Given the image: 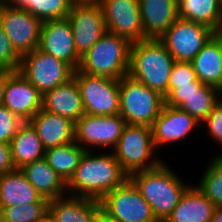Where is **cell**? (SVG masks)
Wrapping results in <instances>:
<instances>
[{
	"instance_id": "obj_1",
	"label": "cell",
	"mask_w": 222,
	"mask_h": 222,
	"mask_svg": "<svg viewBox=\"0 0 222 222\" xmlns=\"http://www.w3.org/2000/svg\"><path fill=\"white\" fill-rule=\"evenodd\" d=\"M94 154L86 151L82 156L74 175L67 182L68 195L100 201L129 178L111 150L110 153Z\"/></svg>"
},
{
	"instance_id": "obj_2",
	"label": "cell",
	"mask_w": 222,
	"mask_h": 222,
	"mask_svg": "<svg viewBox=\"0 0 222 222\" xmlns=\"http://www.w3.org/2000/svg\"><path fill=\"white\" fill-rule=\"evenodd\" d=\"M177 175L168 164L162 162L153 169L129 176L159 222H163L172 213L190 185Z\"/></svg>"
},
{
	"instance_id": "obj_3",
	"label": "cell",
	"mask_w": 222,
	"mask_h": 222,
	"mask_svg": "<svg viewBox=\"0 0 222 222\" xmlns=\"http://www.w3.org/2000/svg\"><path fill=\"white\" fill-rule=\"evenodd\" d=\"M174 62L159 39L142 40L131 45L128 75L165 98Z\"/></svg>"
},
{
	"instance_id": "obj_4",
	"label": "cell",
	"mask_w": 222,
	"mask_h": 222,
	"mask_svg": "<svg viewBox=\"0 0 222 222\" xmlns=\"http://www.w3.org/2000/svg\"><path fill=\"white\" fill-rule=\"evenodd\" d=\"M131 45L127 39L106 31L81 56L78 70L90 75L120 80L129 72Z\"/></svg>"
},
{
	"instance_id": "obj_5",
	"label": "cell",
	"mask_w": 222,
	"mask_h": 222,
	"mask_svg": "<svg viewBox=\"0 0 222 222\" xmlns=\"http://www.w3.org/2000/svg\"><path fill=\"white\" fill-rule=\"evenodd\" d=\"M155 151L152 127L130 124L125 126L112 150L128 176L139 171L153 169L161 164L163 160L157 159Z\"/></svg>"
},
{
	"instance_id": "obj_6",
	"label": "cell",
	"mask_w": 222,
	"mask_h": 222,
	"mask_svg": "<svg viewBox=\"0 0 222 222\" xmlns=\"http://www.w3.org/2000/svg\"><path fill=\"white\" fill-rule=\"evenodd\" d=\"M119 95V114L130 125L152 127L165 105L161 94L129 75L119 80Z\"/></svg>"
},
{
	"instance_id": "obj_7",
	"label": "cell",
	"mask_w": 222,
	"mask_h": 222,
	"mask_svg": "<svg viewBox=\"0 0 222 222\" xmlns=\"http://www.w3.org/2000/svg\"><path fill=\"white\" fill-rule=\"evenodd\" d=\"M74 69L38 48L21 56L18 72L43 96L73 78Z\"/></svg>"
},
{
	"instance_id": "obj_8",
	"label": "cell",
	"mask_w": 222,
	"mask_h": 222,
	"mask_svg": "<svg viewBox=\"0 0 222 222\" xmlns=\"http://www.w3.org/2000/svg\"><path fill=\"white\" fill-rule=\"evenodd\" d=\"M87 115H118L120 108L119 80L74 71Z\"/></svg>"
},
{
	"instance_id": "obj_9",
	"label": "cell",
	"mask_w": 222,
	"mask_h": 222,
	"mask_svg": "<svg viewBox=\"0 0 222 222\" xmlns=\"http://www.w3.org/2000/svg\"><path fill=\"white\" fill-rule=\"evenodd\" d=\"M99 202L101 209L119 222H159L129 178Z\"/></svg>"
},
{
	"instance_id": "obj_10",
	"label": "cell",
	"mask_w": 222,
	"mask_h": 222,
	"mask_svg": "<svg viewBox=\"0 0 222 222\" xmlns=\"http://www.w3.org/2000/svg\"><path fill=\"white\" fill-rule=\"evenodd\" d=\"M0 24L20 56L39 47L42 21L24 8L11 7L0 0Z\"/></svg>"
},
{
	"instance_id": "obj_11",
	"label": "cell",
	"mask_w": 222,
	"mask_h": 222,
	"mask_svg": "<svg viewBox=\"0 0 222 222\" xmlns=\"http://www.w3.org/2000/svg\"><path fill=\"white\" fill-rule=\"evenodd\" d=\"M214 32L204 24L178 17L159 40L175 61L191 62Z\"/></svg>"
},
{
	"instance_id": "obj_12",
	"label": "cell",
	"mask_w": 222,
	"mask_h": 222,
	"mask_svg": "<svg viewBox=\"0 0 222 222\" xmlns=\"http://www.w3.org/2000/svg\"><path fill=\"white\" fill-rule=\"evenodd\" d=\"M126 121L120 114L98 116L84 114L75 122V142L86 151L93 148L114 149L123 133Z\"/></svg>"
},
{
	"instance_id": "obj_13",
	"label": "cell",
	"mask_w": 222,
	"mask_h": 222,
	"mask_svg": "<svg viewBox=\"0 0 222 222\" xmlns=\"http://www.w3.org/2000/svg\"><path fill=\"white\" fill-rule=\"evenodd\" d=\"M106 30L131 44L146 40L139 10V0H102Z\"/></svg>"
},
{
	"instance_id": "obj_14",
	"label": "cell",
	"mask_w": 222,
	"mask_h": 222,
	"mask_svg": "<svg viewBox=\"0 0 222 222\" xmlns=\"http://www.w3.org/2000/svg\"><path fill=\"white\" fill-rule=\"evenodd\" d=\"M38 49L68 63L74 70L79 67L81 56L77 53L68 18L42 22Z\"/></svg>"
},
{
	"instance_id": "obj_15",
	"label": "cell",
	"mask_w": 222,
	"mask_h": 222,
	"mask_svg": "<svg viewBox=\"0 0 222 222\" xmlns=\"http://www.w3.org/2000/svg\"><path fill=\"white\" fill-rule=\"evenodd\" d=\"M67 18L71 23L75 47L80 56L107 31L100 4L72 5Z\"/></svg>"
},
{
	"instance_id": "obj_16",
	"label": "cell",
	"mask_w": 222,
	"mask_h": 222,
	"mask_svg": "<svg viewBox=\"0 0 222 222\" xmlns=\"http://www.w3.org/2000/svg\"><path fill=\"white\" fill-rule=\"evenodd\" d=\"M197 127L201 124L188 112L164 105L152 125L154 146L158 150L163 145L183 141Z\"/></svg>"
},
{
	"instance_id": "obj_17",
	"label": "cell",
	"mask_w": 222,
	"mask_h": 222,
	"mask_svg": "<svg viewBox=\"0 0 222 222\" xmlns=\"http://www.w3.org/2000/svg\"><path fill=\"white\" fill-rule=\"evenodd\" d=\"M3 106L22 121H29L42 109V95L18 71H15L7 79Z\"/></svg>"
},
{
	"instance_id": "obj_18",
	"label": "cell",
	"mask_w": 222,
	"mask_h": 222,
	"mask_svg": "<svg viewBox=\"0 0 222 222\" xmlns=\"http://www.w3.org/2000/svg\"><path fill=\"white\" fill-rule=\"evenodd\" d=\"M29 122L45 150L75 141V122L66 117L41 109Z\"/></svg>"
},
{
	"instance_id": "obj_19",
	"label": "cell",
	"mask_w": 222,
	"mask_h": 222,
	"mask_svg": "<svg viewBox=\"0 0 222 222\" xmlns=\"http://www.w3.org/2000/svg\"><path fill=\"white\" fill-rule=\"evenodd\" d=\"M146 39H160L178 18L177 0H139Z\"/></svg>"
},
{
	"instance_id": "obj_20",
	"label": "cell",
	"mask_w": 222,
	"mask_h": 222,
	"mask_svg": "<svg viewBox=\"0 0 222 222\" xmlns=\"http://www.w3.org/2000/svg\"><path fill=\"white\" fill-rule=\"evenodd\" d=\"M42 109L73 122L79 120L85 112L76 79L73 77L45 93L42 96Z\"/></svg>"
},
{
	"instance_id": "obj_21",
	"label": "cell",
	"mask_w": 222,
	"mask_h": 222,
	"mask_svg": "<svg viewBox=\"0 0 222 222\" xmlns=\"http://www.w3.org/2000/svg\"><path fill=\"white\" fill-rule=\"evenodd\" d=\"M49 202L38 193L20 169L0 176V210L13 205Z\"/></svg>"
},
{
	"instance_id": "obj_22",
	"label": "cell",
	"mask_w": 222,
	"mask_h": 222,
	"mask_svg": "<svg viewBox=\"0 0 222 222\" xmlns=\"http://www.w3.org/2000/svg\"><path fill=\"white\" fill-rule=\"evenodd\" d=\"M215 208L196 185H192L186 189L179 203L163 222H211Z\"/></svg>"
},
{
	"instance_id": "obj_23",
	"label": "cell",
	"mask_w": 222,
	"mask_h": 222,
	"mask_svg": "<svg viewBox=\"0 0 222 222\" xmlns=\"http://www.w3.org/2000/svg\"><path fill=\"white\" fill-rule=\"evenodd\" d=\"M100 202L95 199L66 195L49 202V211L57 222H95Z\"/></svg>"
},
{
	"instance_id": "obj_24",
	"label": "cell",
	"mask_w": 222,
	"mask_h": 222,
	"mask_svg": "<svg viewBox=\"0 0 222 222\" xmlns=\"http://www.w3.org/2000/svg\"><path fill=\"white\" fill-rule=\"evenodd\" d=\"M20 170L42 197L52 200L68 195L67 183L44 158L31 162Z\"/></svg>"
},
{
	"instance_id": "obj_25",
	"label": "cell",
	"mask_w": 222,
	"mask_h": 222,
	"mask_svg": "<svg viewBox=\"0 0 222 222\" xmlns=\"http://www.w3.org/2000/svg\"><path fill=\"white\" fill-rule=\"evenodd\" d=\"M221 98V90L203 84L197 91L190 95L166 96L165 105L177 107L188 112L201 124Z\"/></svg>"
},
{
	"instance_id": "obj_26",
	"label": "cell",
	"mask_w": 222,
	"mask_h": 222,
	"mask_svg": "<svg viewBox=\"0 0 222 222\" xmlns=\"http://www.w3.org/2000/svg\"><path fill=\"white\" fill-rule=\"evenodd\" d=\"M197 79L222 91V44L213 35L191 61Z\"/></svg>"
},
{
	"instance_id": "obj_27",
	"label": "cell",
	"mask_w": 222,
	"mask_h": 222,
	"mask_svg": "<svg viewBox=\"0 0 222 222\" xmlns=\"http://www.w3.org/2000/svg\"><path fill=\"white\" fill-rule=\"evenodd\" d=\"M11 156L15 169L44 158L45 149L36 129L29 121L23 122L10 141Z\"/></svg>"
},
{
	"instance_id": "obj_28",
	"label": "cell",
	"mask_w": 222,
	"mask_h": 222,
	"mask_svg": "<svg viewBox=\"0 0 222 222\" xmlns=\"http://www.w3.org/2000/svg\"><path fill=\"white\" fill-rule=\"evenodd\" d=\"M178 17L197 22L217 31L222 26L220 0H177Z\"/></svg>"
},
{
	"instance_id": "obj_29",
	"label": "cell",
	"mask_w": 222,
	"mask_h": 222,
	"mask_svg": "<svg viewBox=\"0 0 222 222\" xmlns=\"http://www.w3.org/2000/svg\"><path fill=\"white\" fill-rule=\"evenodd\" d=\"M86 150L73 141L66 145L45 150L44 159L67 183L74 175Z\"/></svg>"
},
{
	"instance_id": "obj_30",
	"label": "cell",
	"mask_w": 222,
	"mask_h": 222,
	"mask_svg": "<svg viewBox=\"0 0 222 222\" xmlns=\"http://www.w3.org/2000/svg\"><path fill=\"white\" fill-rule=\"evenodd\" d=\"M196 187L216 207H222V155L210 159Z\"/></svg>"
},
{
	"instance_id": "obj_31",
	"label": "cell",
	"mask_w": 222,
	"mask_h": 222,
	"mask_svg": "<svg viewBox=\"0 0 222 222\" xmlns=\"http://www.w3.org/2000/svg\"><path fill=\"white\" fill-rule=\"evenodd\" d=\"M49 211V203L13 205L0 210V222H37Z\"/></svg>"
},
{
	"instance_id": "obj_32",
	"label": "cell",
	"mask_w": 222,
	"mask_h": 222,
	"mask_svg": "<svg viewBox=\"0 0 222 222\" xmlns=\"http://www.w3.org/2000/svg\"><path fill=\"white\" fill-rule=\"evenodd\" d=\"M185 85H203V83L197 79L191 62L175 61L168 82V94Z\"/></svg>"
},
{
	"instance_id": "obj_33",
	"label": "cell",
	"mask_w": 222,
	"mask_h": 222,
	"mask_svg": "<svg viewBox=\"0 0 222 222\" xmlns=\"http://www.w3.org/2000/svg\"><path fill=\"white\" fill-rule=\"evenodd\" d=\"M71 7L70 0H36V17L42 22L67 18Z\"/></svg>"
},
{
	"instance_id": "obj_34",
	"label": "cell",
	"mask_w": 222,
	"mask_h": 222,
	"mask_svg": "<svg viewBox=\"0 0 222 222\" xmlns=\"http://www.w3.org/2000/svg\"><path fill=\"white\" fill-rule=\"evenodd\" d=\"M21 56L13 48L0 24V70L18 71Z\"/></svg>"
},
{
	"instance_id": "obj_35",
	"label": "cell",
	"mask_w": 222,
	"mask_h": 222,
	"mask_svg": "<svg viewBox=\"0 0 222 222\" xmlns=\"http://www.w3.org/2000/svg\"><path fill=\"white\" fill-rule=\"evenodd\" d=\"M23 122L5 106H0V142L10 143Z\"/></svg>"
},
{
	"instance_id": "obj_36",
	"label": "cell",
	"mask_w": 222,
	"mask_h": 222,
	"mask_svg": "<svg viewBox=\"0 0 222 222\" xmlns=\"http://www.w3.org/2000/svg\"><path fill=\"white\" fill-rule=\"evenodd\" d=\"M201 125L206 126L208 135L222 146V98ZM219 155H222V153H219Z\"/></svg>"
},
{
	"instance_id": "obj_37",
	"label": "cell",
	"mask_w": 222,
	"mask_h": 222,
	"mask_svg": "<svg viewBox=\"0 0 222 222\" xmlns=\"http://www.w3.org/2000/svg\"><path fill=\"white\" fill-rule=\"evenodd\" d=\"M13 170L15 167L12 161L10 143L0 142V176Z\"/></svg>"
},
{
	"instance_id": "obj_38",
	"label": "cell",
	"mask_w": 222,
	"mask_h": 222,
	"mask_svg": "<svg viewBox=\"0 0 222 222\" xmlns=\"http://www.w3.org/2000/svg\"><path fill=\"white\" fill-rule=\"evenodd\" d=\"M11 7L24 8L36 16V0H3Z\"/></svg>"
},
{
	"instance_id": "obj_39",
	"label": "cell",
	"mask_w": 222,
	"mask_h": 222,
	"mask_svg": "<svg viewBox=\"0 0 222 222\" xmlns=\"http://www.w3.org/2000/svg\"><path fill=\"white\" fill-rule=\"evenodd\" d=\"M202 85H185L179 86L172 90L167 96H180V95H190L191 93L197 91Z\"/></svg>"
},
{
	"instance_id": "obj_40",
	"label": "cell",
	"mask_w": 222,
	"mask_h": 222,
	"mask_svg": "<svg viewBox=\"0 0 222 222\" xmlns=\"http://www.w3.org/2000/svg\"><path fill=\"white\" fill-rule=\"evenodd\" d=\"M12 70H0V106L3 105V98L7 79L14 73Z\"/></svg>"
},
{
	"instance_id": "obj_41",
	"label": "cell",
	"mask_w": 222,
	"mask_h": 222,
	"mask_svg": "<svg viewBox=\"0 0 222 222\" xmlns=\"http://www.w3.org/2000/svg\"><path fill=\"white\" fill-rule=\"evenodd\" d=\"M95 222H119L117 219L109 216L106 212L100 209L97 213Z\"/></svg>"
},
{
	"instance_id": "obj_42",
	"label": "cell",
	"mask_w": 222,
	"mask_h": 222,
	"mask_svg": "<svg viewBox=\"0 0 222 222\" xmlns=\"http://www.w3.org/2000/svg\"><path fill=\"white\" fill-rule=\"evenodd\" d=\"M72 5H95L101 4L102 0H70Z\"/></svg>"
},
{
	"instance_id": "obj_43",
	"label": "cell",
	"mask_w": 222,
	"mask_h": 222,
	"mask_svg": "<svg viewBox=\"0 0 222 222\" xmlns=\"http://www.w3.org/2000/svg\"><path fill=\"white\" fill-rule=\"evenodd\" d=\"M211 222H222V207H216Z\"/></svg>"
},
{
	"instance_id": "obj_44",
	"label": "cell",
	"mask_w": 222,
	"mask_h": 222,
	"mask_svg": "<svg viewBox=\"0 0 222 222\" xmlns=\"http://www.w3.org/2000/svg\"><path fill=\"white\" fill-rule=\"evenodd\" d=\"M37 222H57L55 217L51 214L50 211H48L47 214H45L40 220Z\"/></svg>"
},
{
	"instance_id": "obj_45",
	"label": "cell",
	"mask_w": 222,
	"mask_h": 222,
	"mask_svg": "<svg viewBox=\"0 0 222 222\" xmlns=\"http://www.w3.org/2000/svg\"><path fill=\"white\" fill-rule=\"evenodd\" d=\"M214 35L220 40L221 44H222V26L214 32Z\"/></svg>"
}]
</instances>
